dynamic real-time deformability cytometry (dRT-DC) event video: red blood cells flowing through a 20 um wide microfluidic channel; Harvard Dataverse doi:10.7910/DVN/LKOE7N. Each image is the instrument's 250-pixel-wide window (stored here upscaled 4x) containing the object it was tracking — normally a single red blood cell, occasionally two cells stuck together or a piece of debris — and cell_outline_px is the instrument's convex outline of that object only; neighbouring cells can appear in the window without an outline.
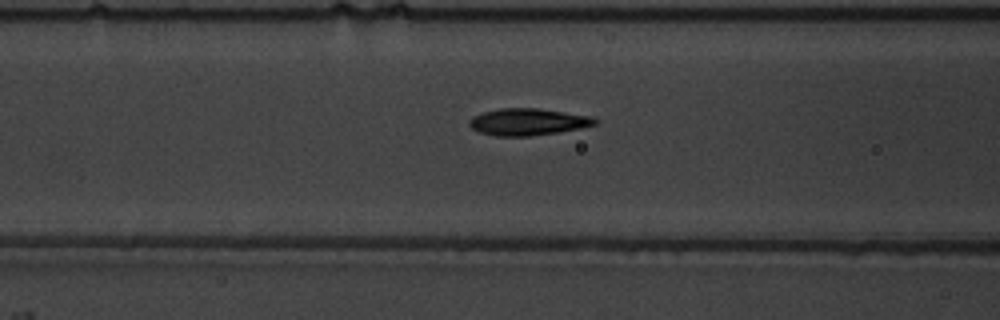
{"species": "common noctule bat (a hibernating species)", "species_latin": "Nyctalus noctula", "temperature_condition": "warm", "stored_images_in_passage": 52, "segment_of_instrument_passage": [1, 2], "camera_frame_rate_fps": 3000, "um_per_image_px": 0.085, "animal": {"sex": "male", "body_mass_g": 19.5, "forearm_length_mm": 54.6}, "frame": {"image": 1, "passage_image": 19, "time_ms": 6.0, "image_size_px": [1000, 320], "cell_outline_px": [[596, 124], [580, 128], [556, 132], [528, 136], [496, 136], [480, 132], [472, 128], [468, 124], [468, 120], [472, 116], [484, 112], [500, 108], [536, 108], [592, 116], [596, 120]], "centroid_in_image_um": [44.83, 10.35], "position_along_channel_um": 121.8, "area_um2": 19.48}}
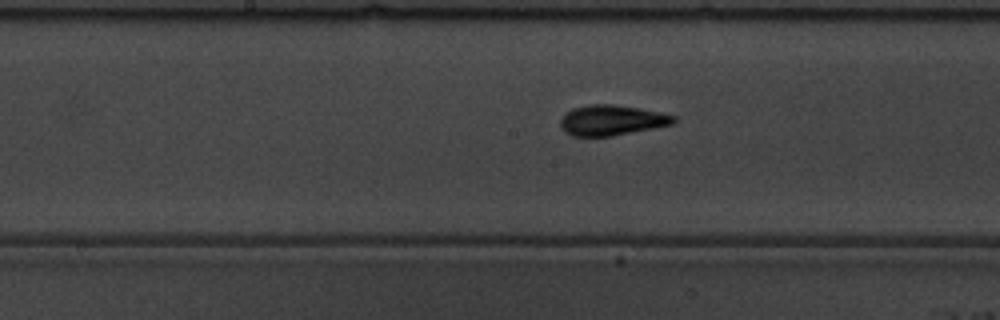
{"frame": {"image": 2, "passage_image": 25, "time_ms": 8.0, "image_size_px": [1000, 320], "cell_outline_px": [[676, 124], [612, 136], [572, 136], [564, 132], [560, 128], [560, 120], [572, 108], [588, 104], [612, 104], [636, 108], [676, 116]], "centroid_in_image_um": [51.98, 10.23], "position_along_channel_um": 196.2, "area_um2": 20.0}}
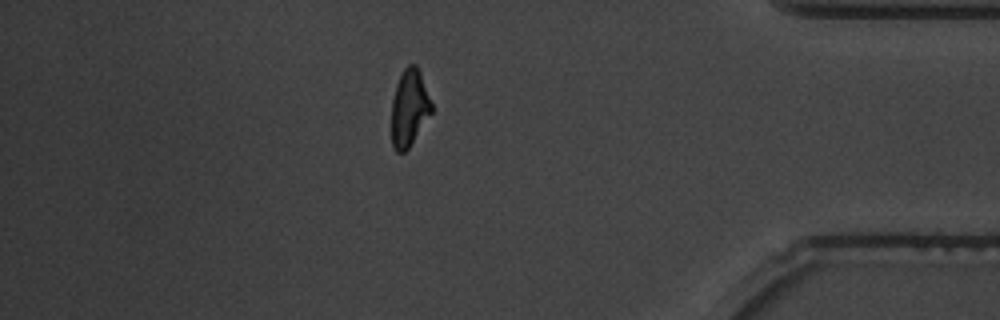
{"frame": {"image": 3, "passage_image": 44, "time_ms": 14.333, "image_size_px": [1000, 320], "cell_outline_px": [[432, 112], [408, 148], [404, 152], [396, 152], [392, 148], [392, 100], [396, 84], [404, 68], [408, 64], [416, 64], [420, 72], [432, 104]], "centroid_in_image_um": [34.78, 9.17], "position_along_channel_um": 400.4, "area_um2": 17.74}}